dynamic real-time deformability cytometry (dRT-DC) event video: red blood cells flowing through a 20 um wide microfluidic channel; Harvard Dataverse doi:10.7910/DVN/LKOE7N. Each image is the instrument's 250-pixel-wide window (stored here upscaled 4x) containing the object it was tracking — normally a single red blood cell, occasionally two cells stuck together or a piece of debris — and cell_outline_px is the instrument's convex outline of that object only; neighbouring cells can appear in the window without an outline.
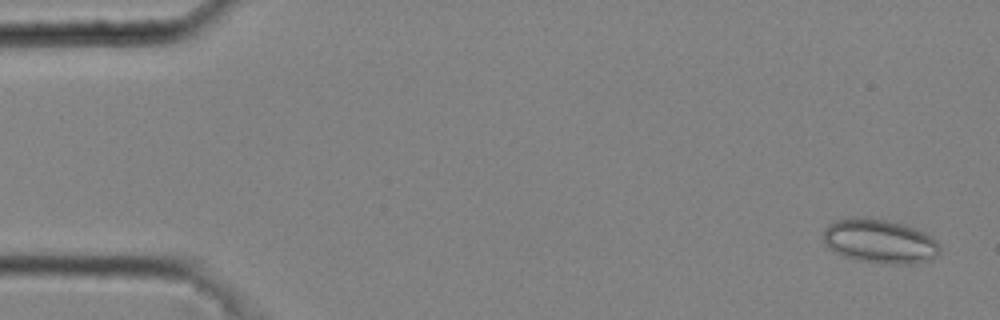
{"species": "common noctule bat (a hibernating species)", "species_latin": "Nyctalus noctula", "temperature_condition": "cold", "stored_images_in_passage": 47, "camera_frame_rate_fps": 3000, "um_per_image_px": 0.085, "animal": {"sex": "male", "body_mass_g": 20.4}, "frame": {"image": 1, "passage_image": 2, "time_ms": 0.333, "image_size_px": [1000, 320], "cell_outline_px": [[940, 252], [932, 260], [912, 264], [880, 264], [852, 260], [836, 252], [824, 240], [824, 228], [832, 220], [852, 216], [868, 216], [904, 224], [916, 228], [932, 236], [940, 244]], "centroid_in_image_um": [74.8, 20.49], "position_along_channel_um": 10.2, "area_um2": 30.69}}
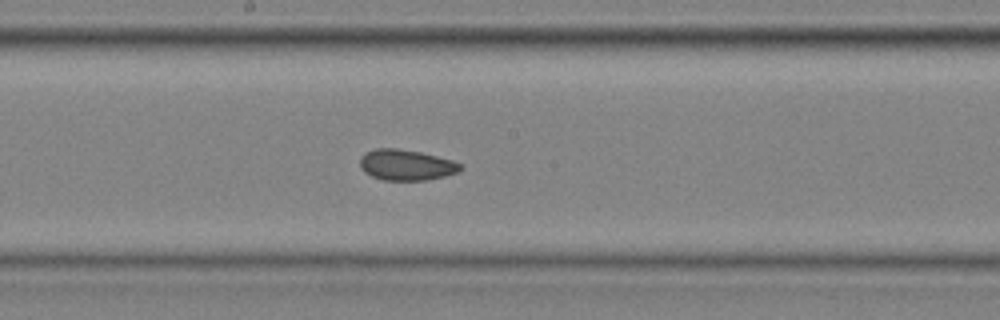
{"frame": {"image": 2, "passage_image": 26, "time_ms": 8.333, "image_size_px": [1000, 320], "cell_outline_px": [[464, 168], [460, 172], [444, 176], [424, 180], [384, 180], [372, 176], [364, 172], [360, 168], [360, 156], [364, 152], [376, 148], [396, 148], [420, 152], [452, 160], [460, 164]], "centroid_in_image_um": [34.51, 14.01], "position_along_channel_um": 213.7, "area_um2": 18.09}}
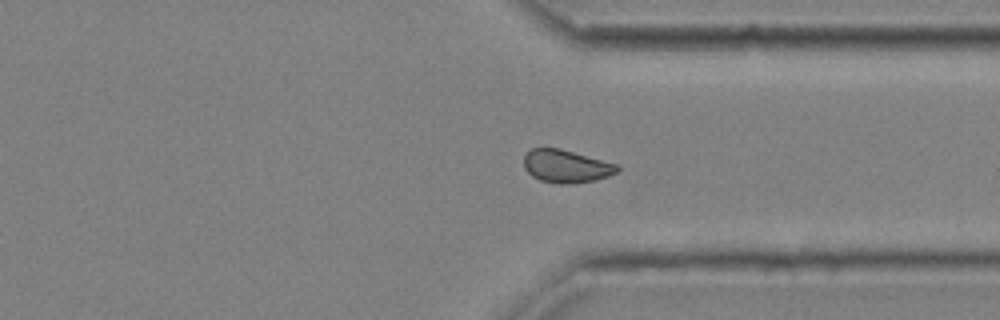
{"frame": {"image": 3, "passage_image": 37, "time_ms": 12.0, "image_size_px": [1000, 320], "cell_outline_px": [[620, 172], [596, 180], [572, 184], [556, 184], [540, 180], [532, 176], [524, 168], [524, 156], [532, 148], [560, 148], [616, 164], [620, 168]], "centroid_in_image_um": [48.13, 14.14], "position_along_channel_um": 363.3, "area_um2": 17.98}, "authors_computed_cell_mechanics": {"area_um2": 18.2648, "velocity_mm_per_s": 4.062, "shape_relaxation_time_tau1_ms": null, "shape_relaxation_time_tau2_ms": 1.6541, "deformation_change_tau1": null, "deformation_change_tau2": 0.0558}}